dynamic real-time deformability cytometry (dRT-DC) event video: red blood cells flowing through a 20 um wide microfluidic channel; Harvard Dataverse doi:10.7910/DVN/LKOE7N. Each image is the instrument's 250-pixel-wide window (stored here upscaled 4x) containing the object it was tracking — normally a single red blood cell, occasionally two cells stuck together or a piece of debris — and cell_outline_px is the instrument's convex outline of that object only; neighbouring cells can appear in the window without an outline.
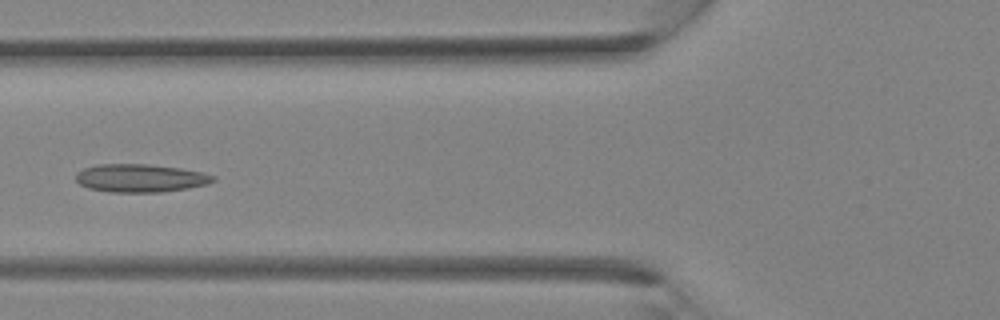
{"species": "Egyptian fruit bat (a non-hibernating species)", "species_latin": "Rousettus aegyptiacus", "temperature_condition": "room temperature", "stored_images_in_passage": 35, "camera_frame_rate_fps": 3000, "um_per_image_px": 0.085, "animal": {"sex": "female"}, "frame": {"image": 1, "passage_image": 13, "time_ms": 4.0, "image_size_px": [1000, 320], "cell_outline_px": [[216, 180], [208, 184], [188, 188], [160, 192], [108, 192], [88, 188], [80, 184], [76, 180], [76, 172], [84, 168], [96, 164], [148, 164], [180, 168], [204, 172], [216, 176]], "centroid_in_image_um": [11.94, 15.13], "position_along_channel_um": 113.9, "area_um2": 22.66}}
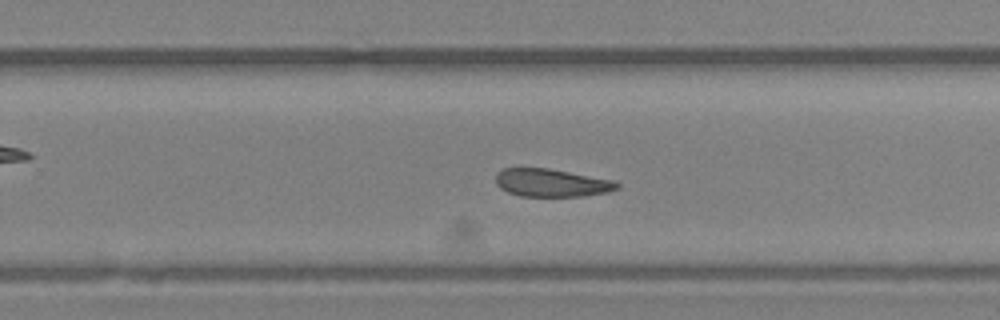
{"frame": {"image": 2, "passage_image": 22, "time_ms": 7.0, "image_size_px": [1000, 320], "cell_outline_px": [[620, 188], [608, 192], [584, 196], [520, 196], [508, 192], [500, 188], [496, 184], [496, 172], [504, 168], [548, 168], [616, 180], [620, 184]], "centroid_in_image_um": [46.91, 15.53], "position_along_channel_um": 282.9, "area_um2": 19.94}}
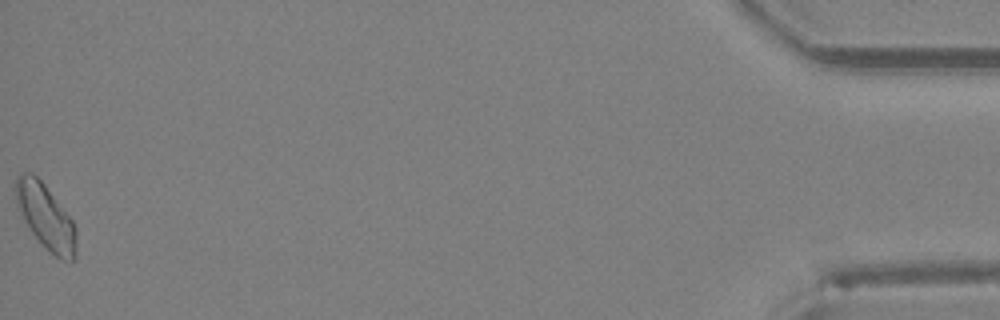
{"frame": {"image": 3, "passage_image": 35, "time_ms": 11.333, "image_size_px": [1000, 320], "cell_outline_px": [[76, 260], [60, 260], [32, 232], [24, 220], [16, 200], [16, 176], [20, 172], [32, 172], [44, 184], [72, 220], [76, 228]], "centroid_in_image_um": [3.9, 18.4], "position_along_channel_um": 431.3, "area_um2": 22.31}}